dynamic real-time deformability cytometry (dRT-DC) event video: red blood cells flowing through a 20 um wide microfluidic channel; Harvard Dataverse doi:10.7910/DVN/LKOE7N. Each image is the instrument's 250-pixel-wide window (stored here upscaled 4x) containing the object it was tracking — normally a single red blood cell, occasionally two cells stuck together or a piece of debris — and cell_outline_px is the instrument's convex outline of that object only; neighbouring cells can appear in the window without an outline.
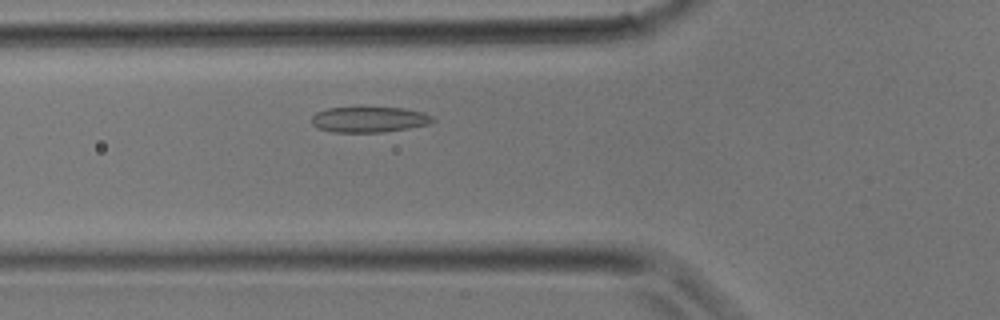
{"species": "common noctule bat (a hibernating species)", "species_latin": "Nyctalus noctula", "temperature_condition": "room temperature", "stored_images_in_passage": 27, "camera_frame_rate_fps": 3000, "um_per_image_px": 0.085, "animal": {"sex": "male", "body_mass_g": 17.9}, "frame": {"image": 1, "passage_image": 7, "time_ms": 2.0, "image_size_px": [1000, 320], "cell_outline_px": [[436, 120], [428, 124], [408, 128], [380, 132], [332, 132], [316, 128], [312, 124], [312, 116], [316, 112], [328, 108], [400, 108], [424, 112], [432, 116]], "centroid_in_image_um": [31.36, 10.16], "position_along_channel_um": 94.4, "area_um2": 17.92}}
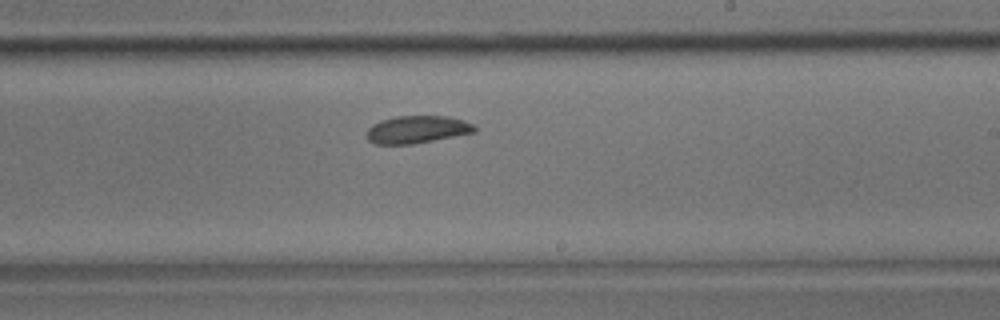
{"frame": {"image": 2, "passage_image": 15, "time_ms": 4.667, "image_size_px": [1000, 320], "cell_outline_px": [[476, 132], [412, 144], [376, 144], [368, 140], [368, 128], [372, 124], [380, 120], [396, 116], [448, 116], [464, 120], [472, 124], [476, 128]], "centroid_in_image_um": [35.45, 11.0], "position_along_channel_um": 253.5, "area_um2": 17.22}}
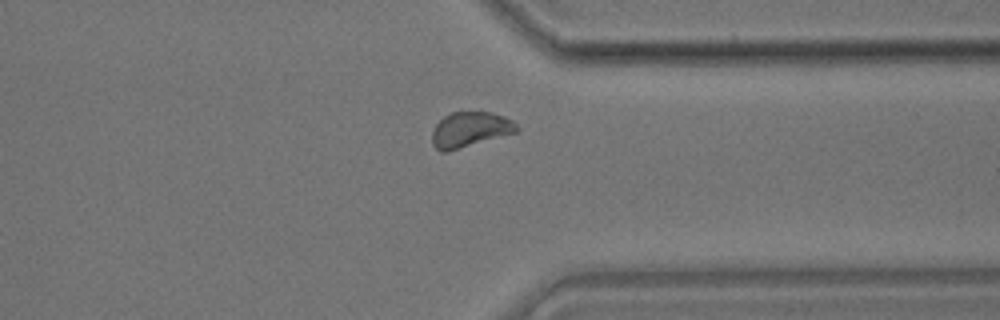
{"frame": {"image": 3, "passage_image": 21, "time_ms": 6.667, "image_size_px": [1000, 320], "cell_outline_px": [[520, 128], [516, 132], [448, 152], [440, 152], [432, 144], [432, 132], [436, 124], [444, 116], [452, 112], [492, 112], [504, 116], [512, 120]], "centroid_in_image_um": [39.94, 11.02], "position_along_channel_um": 371.5, "area_um2": 17.4}}